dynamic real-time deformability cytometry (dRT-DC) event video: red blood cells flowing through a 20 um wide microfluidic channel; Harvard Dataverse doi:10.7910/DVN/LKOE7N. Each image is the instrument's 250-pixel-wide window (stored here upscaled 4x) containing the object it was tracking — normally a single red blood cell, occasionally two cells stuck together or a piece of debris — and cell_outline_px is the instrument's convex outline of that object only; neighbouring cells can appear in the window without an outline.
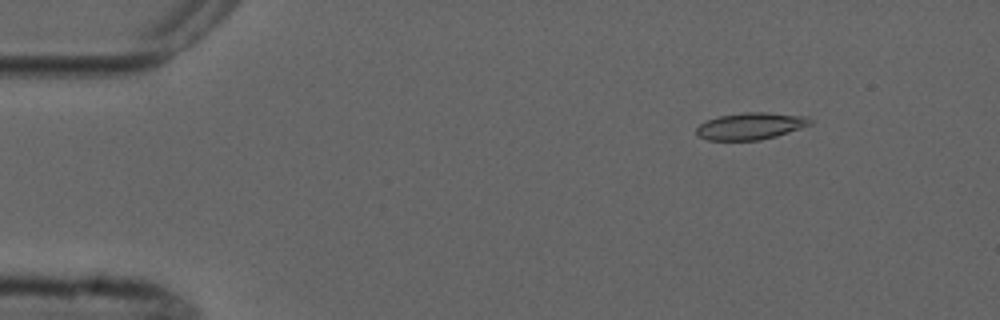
{"species": "common noctule bat (a hibernating species)", "species_latin": "Nyctalus noctula", "temperature_condition": "cold", "stored_images_in_passage": 4, "camera_frame_rate_fps": 3000, "um_per_image_px": 0.085, "animal": {"sex": "male", "forearm_length_mm": 52.5}, "frame": {"image": 1, "passage_image": 2, "time_ms": 1.333, "image_size_px": [1000, 320], "cell_outline_px": [[812, 124], [776, 136], [760, 140], [708, 140], [696, 136], [696, 128], [700, 124], [708, 120], [720, 116], [744, 112], [768, 112], [804, 116], [812, 120]], "centroid_in_image_um": [63.78, 10.72], "position_along_channel_um": 21.2, "area_um2": 17.74}}